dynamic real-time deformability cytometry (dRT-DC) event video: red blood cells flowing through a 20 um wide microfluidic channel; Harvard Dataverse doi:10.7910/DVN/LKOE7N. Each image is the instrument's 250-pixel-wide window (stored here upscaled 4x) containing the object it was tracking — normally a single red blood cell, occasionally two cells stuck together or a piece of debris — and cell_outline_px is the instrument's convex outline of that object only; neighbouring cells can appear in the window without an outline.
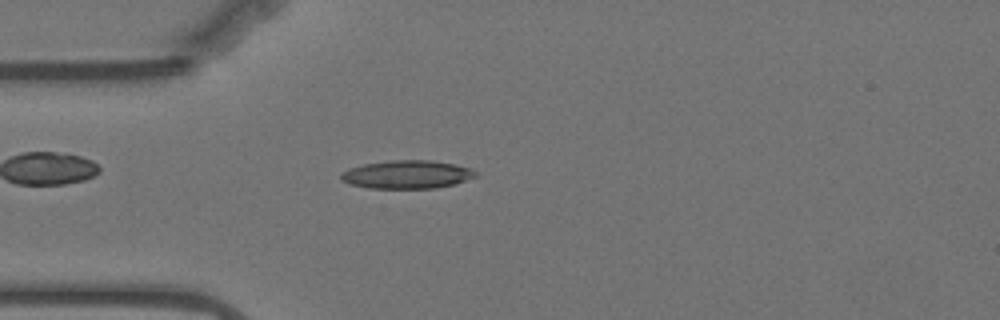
{"species": "Egyptian fruit bat (a non-hibernating species)", "species_latin": "Rousettus aegyptiacus", "temperature_condition": "warm", "stored_images_in_passage": 56, "camera_frame_rate_fps": 3000, "um_per_image_px": 0.085, "animal": {"sex": "female"}, "frame": {"image": 1, "passage_image": 14, "time_ms": 4.333, "image_size_px": [1000, 320], "cell_outline_px": [[480, 176], [456, 184], [436, 188], [368, 188], [348, 184], [340, 180], [340, 172], [348, 168], [364, 164], [392, 160], [432, 160], [456, 164], [472, 168]], "centroid_in_image_um": [34.62, 14.83], "position_along_channel_um": 50.4, "area_um2": 22.6}}
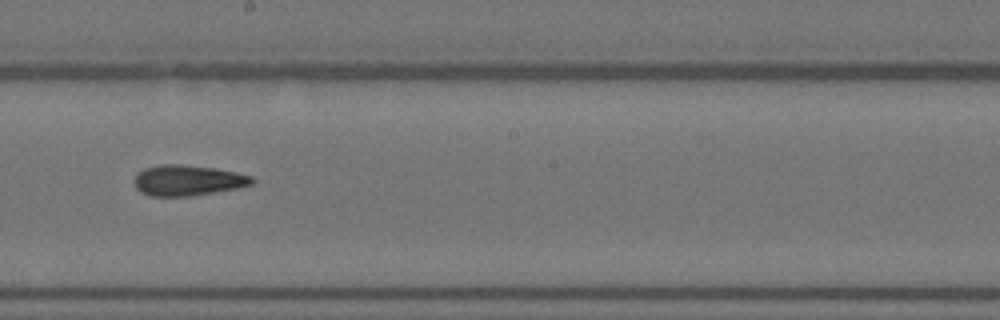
{"frame": {"image": 2, "passage_image": 30, "time_ms": 9.667, "image_size_px": [1000, 320], "cell_outline_px": [[256, 180], [252, 184], [236, 188], [192, 196], [152, 196], [140, 192], [136, 188], [136, 176], [144, 168], [156, 164], [180, 164], [212, 168], [236, 172], [252, 176]], "centroid_in_image_um": [15.96, 15.33], "position_along_channel_um": 232.2, "area_um2": 20.87}}
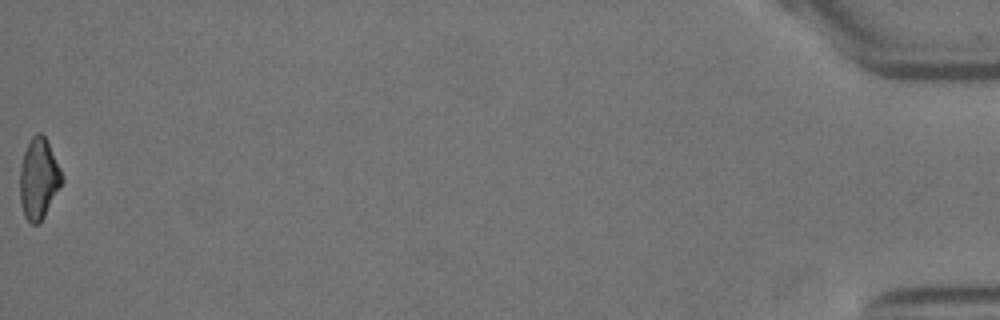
{"frame": {"image": 3, "passage_image": 56, "time_ms": 18.333, "image_size_px": [1000, 320], "cell_outline_px": [[64, 180], [44, 216], [36, 224], [32, 224], [24, 216], [20, 204], [20, 168], [24, 152], [32, 136], [36, 132], [40, 132], [44, 136], [64, 176]], "centroid_in_image_um": [3.28, 15.19], "position_along_channel_um": 431.9, "area_um2": 19.54}, "authors_computed_cell_mechanics": {"area_um2": 20.6924, "velocity_mm_per_s": 3.5452, "shape_relaxation_time_tau1_ms": null, "shape_relaxation_time_tau2_ms": 5.1372, "deformation_change_tau1": null, "deformation_change_tau2": 0.1439}}